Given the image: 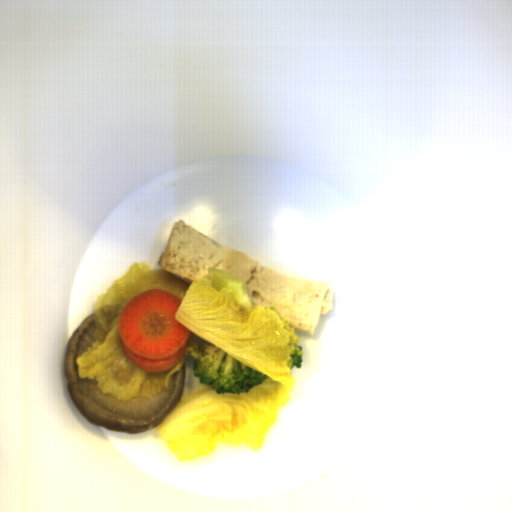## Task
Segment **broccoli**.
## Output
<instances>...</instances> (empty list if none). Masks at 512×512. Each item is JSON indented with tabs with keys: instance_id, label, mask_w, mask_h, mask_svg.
I'll use <instances>...</instances> for the list:
<instances>
[{
	"instance_id": "1",
	"label": "broccoli",
	"mask_w": 512,
	"mask_h": 512,
	"mask_svg": "<svg viewBox=\"0 0 512 512\" xmlns=\"http://www.w3.org/2000/svg\"><path fill=\"white\" fill-rule=\"evenodd\" d=\"M198 351L201 357L192 361L194 378L217 394H246L270 378L206 339Z\"/></svg>"
},
{
	"instance_id": "3",
	"label": "broccoli",
	"mask_w": 512,
	"mask_h": 512,
	"mask_svg": "<svg viewBox=\"0 0 512 512\" xmlns=\"http://www.w3.org/2000/svg\"><path fill=\"white\" fill-rule=\"evenodd\" d=\"M279 318L282 322L283 330H287L289 334V342L286 343L292 348L289 352L290 359L286 361V367L290 368V370H292L294 366H296L297 369L302 368V363H304L303 347L302 345H297L301 342V338L295 334V328L290 327V323L286 318L283 316H279Z\"/></svg>"
},
{
	"instance_id": "2",
	"label": "broccoli",
	"mask_w": 512,
	"mask_h": 512,
	"mask_svg": "<svg viewBox=\"0 0 512 512\" xmlns=\"http://www.w3.org/2000/svg\"><path fill=\"white\" fill-rule=\"evenodd\" d=\"M208 279L211 280L210 287H213L218 293H221L222 288L236 291L240 312L253 309L252 300L243 279L210 267Z\"/></svg>"
}]
</instances>
